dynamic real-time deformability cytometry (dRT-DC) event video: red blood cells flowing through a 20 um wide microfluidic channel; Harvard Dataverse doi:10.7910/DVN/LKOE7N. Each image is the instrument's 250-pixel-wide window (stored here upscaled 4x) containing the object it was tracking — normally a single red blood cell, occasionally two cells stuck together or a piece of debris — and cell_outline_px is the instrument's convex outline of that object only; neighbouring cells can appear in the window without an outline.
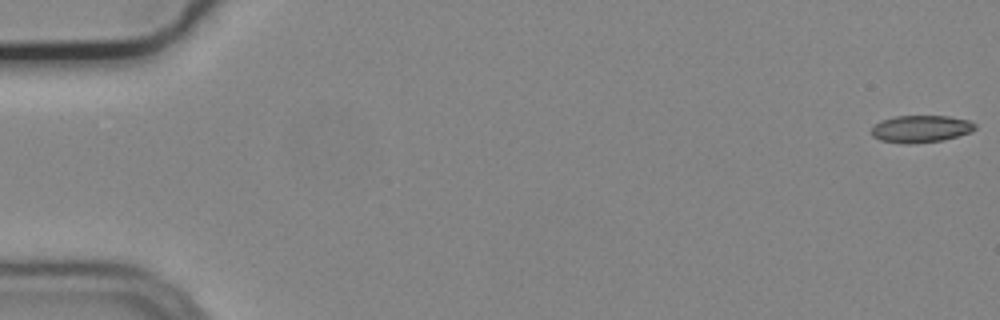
{"species": "common noctule bat (a hibernating species)", "species_latin": "Nyctalus noctula", "temperature_condition": "cold", "stored_images_in_passage": 56, "camera_frame_rate_fps": 3000, "um_per_image_px": 0.085, "animal": {"sex": "male", "body_mass_g": 19.2, "forearm_length_mm": 51.8}, "frame": {"image": 1, "passage_image": 1, "time_ms": 0.0, "image_size_px": [1000, 320], "cell_outline_px": [[976, 128], [972, 132], [944, 140], [908, 144], [880, 140], [872, 136], [872, 128], [880, 120], [896, 116], [948, 116], [968, 120], [976, 124]], "centroid_in_image_um": [78.29, 10.95], "position_along_channel_um": 6.7, "area_um2": 16.42}}
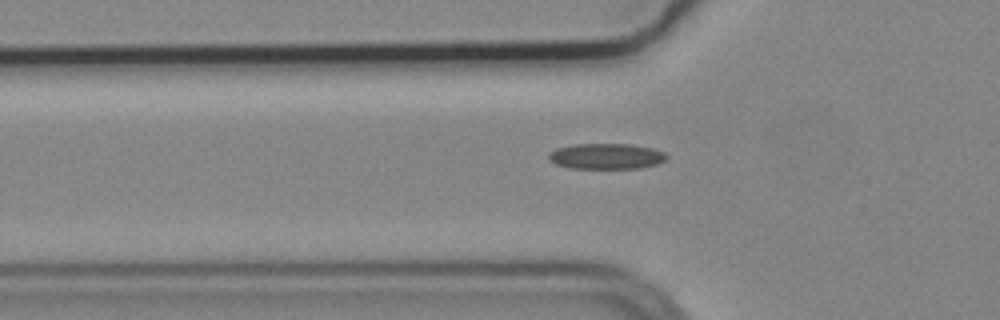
{"frame": {"image": 2, "passage_image": 19, "time_ms": 6.0, "image_size_px": [1000, 320], "cell_outline_px": [[668, 156], [664, 160], [656, 164], [640, 168], [568, 168], [556, 164], [548, 160], [548, 152], [556, 148], [572, 144], [628, 144], [652, 148], [664, 152]], "centroid_in_image_um": [51.48, 13.28], "position_along_channel_um": 74.3, "area_um2": 17.69}}
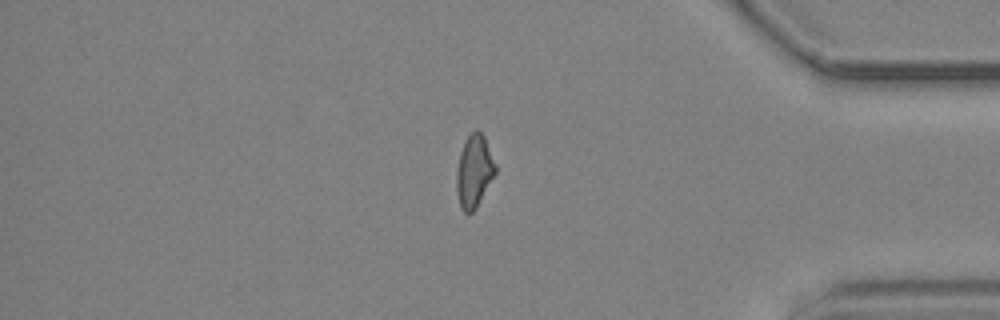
{"frame": {"image": 3, "passage_image": 47, "time_ms": 15.333, "image_size_px": [1000, 320], "cell_outline_px": [[496, 172], [476, 208], [468, 216], [460, 208], [456, 188], [456, 172], [460, 152], [468, 136], [476, 128], [484, 136], [496, 164]], "centroid_in_image_um": [40.29, 14.58], "position_along_channel_um": 394.9, "area_um2": 16.42}, "authors_computed_cell_mechanics": {"area_um2": 16.7909, "velocity_mm_per_s": 3.7354, "shape_relaxation_time_tau1_ms": null, "shape_relaxation_time_tau2_ms": 4.6664, "deformation_change_tau1": null, "deformation_change_tau2": 0.1351}}